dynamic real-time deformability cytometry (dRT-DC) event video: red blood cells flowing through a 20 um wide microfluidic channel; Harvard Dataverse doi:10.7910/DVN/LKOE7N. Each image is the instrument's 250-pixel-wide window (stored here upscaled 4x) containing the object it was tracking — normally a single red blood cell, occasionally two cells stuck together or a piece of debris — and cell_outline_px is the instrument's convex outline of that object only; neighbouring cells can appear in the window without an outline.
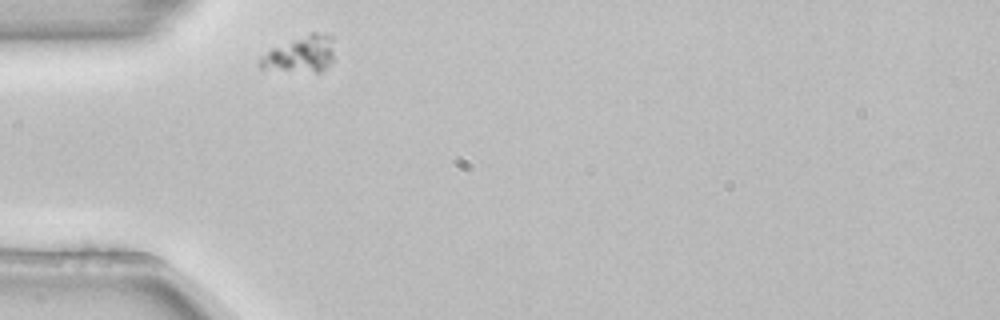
{"species": "common noctule bat (a hibernating species)", "species_latin": "Nyctalus noctula", "temperature_condition": "room temperature", "stored_images_in_passage": 31, "camera_frame_rate_fps": 3000, "um_per_image_px": 0.085, "animal": {"sex": "female", "body_mass_g": 22.7, "forearm_length_mm": 54.2}, "frame": {"image": 1, "passage_image": 1, "time_ms": 0.0, "image_size_px": [1000, 320], "cell_outline_px": [[336, 60], [320, 72], [316, 72], [260, 68], [260, 60], [272, 48], [308, 32], [316, 32], [332, 36]], "centroid_in_image_um": [25.66, 4.58], "position_along_channel_um": 59.3, "area_um2": 15.78}}
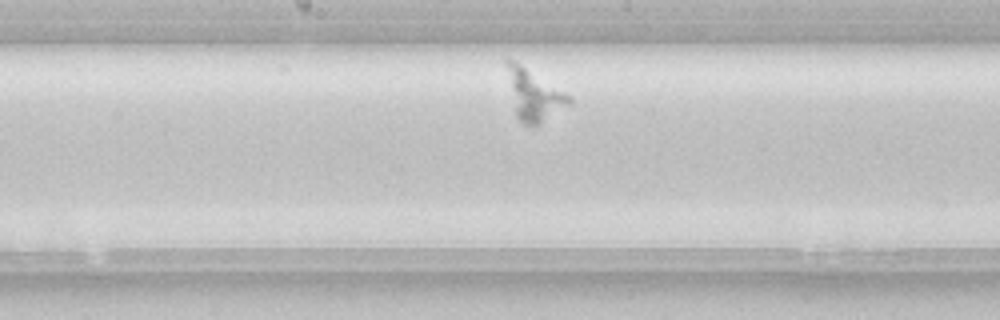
{"frame": {"image": 2, "passage_image": 14, "time_ms": 4.333, "image_size_px": [1000, 320], "cell_outline_px": [[572, 104], [536, 124], [524, 124], [516, 116], [504, 64], [504, 60], [512, 60], [520, 64], [564, 92], [572, 100]], "centroid_in_image_um": [45.34, 8.04], "position_along_channel_um": 202.9, "area_um2": 17.74}}